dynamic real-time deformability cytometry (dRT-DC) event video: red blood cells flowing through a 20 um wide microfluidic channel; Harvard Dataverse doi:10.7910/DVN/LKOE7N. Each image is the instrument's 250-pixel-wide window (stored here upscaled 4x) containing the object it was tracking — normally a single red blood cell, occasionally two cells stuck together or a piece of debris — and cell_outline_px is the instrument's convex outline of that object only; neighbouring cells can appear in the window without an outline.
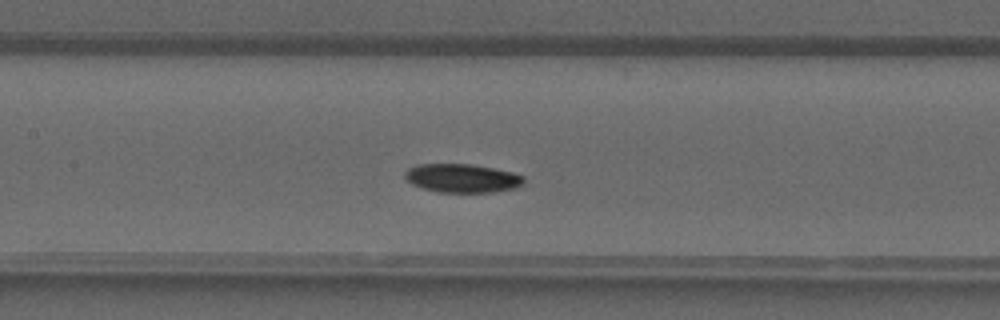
{"species": "common noctule bat (a hibernating species)", "species_latin": "Nyctalus noctula", "temperature_condition": "warm", "stored_images_in_passage": 36, "camera_frame_rate_fps": 3000, "um_per_image_px": 0.085, "animal": {"sex": "male", "forearm_length_mm": 52.5}, "frame": {"image": 1, "passage_image": 15, "time_ms": 4.667, "image_size_px": [1000, 320], "cell_outline_px": [[524, 184], [516, 188], [492, 192], [436, 192], [412, 184], [404, 176], [404, 172], [408, 168], [416, 164], [472, 164], [512, 172], [524, 176]], "centroid_in_image_um": [39.29, 15.14], "position_along_channel_um": 168.1, "area_um2": 19.88}}
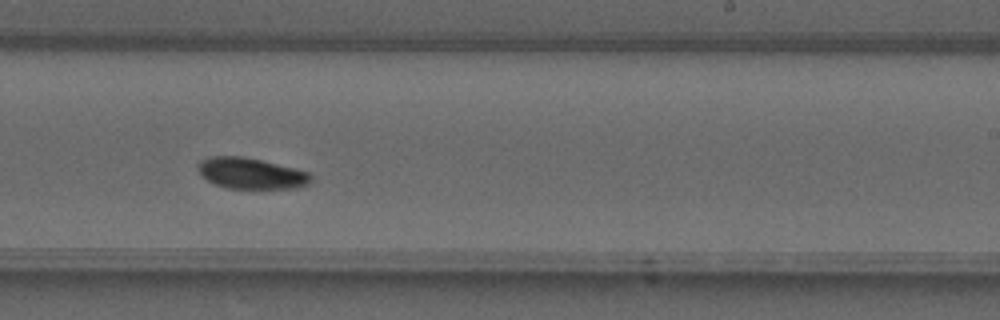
{"frame": {"image": 2, "passage_image": 21, "time_ms": 6.667, "image_size_px": [1000, 320], "cell_outline_px": [[312, 180], [308, 184], [296, 188], [228, 188], [216, 184], [208, 180], [200, 172], [200, 160], [212, 156], [240, 156], [260, 160], [296, 168], [308, 172], [312, 176]], "centroid_in_image_um": [21.39, 14.73], "position_along_channel_um": 267.6, "area_um2": 20.06}}
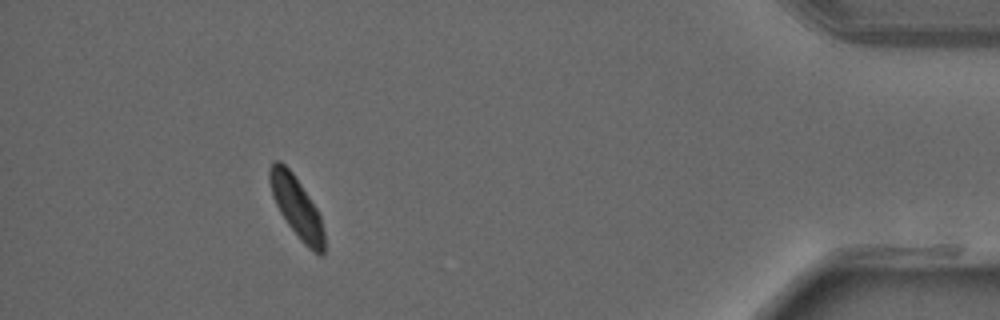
{"frame": {"image": 3, "passage_image": 33, "time_ms": 10.667, "image_size_px": [1000, 320], "cell_outline_px": [[324, 252], [320, 256], [308, 248], [300, 240], [288, 224], [280, 212], [272, 196], [268, 180], [268, 168], [276, 160], [280, 160], [292, 172], [316, 208], [320, 216], [324, 232]], "centroid_in_image_um": [25.19, 17.59], "position_along_channel_um": 410.0, "area_um2": 19.19}}